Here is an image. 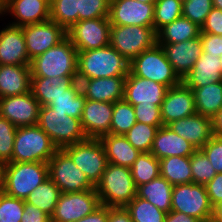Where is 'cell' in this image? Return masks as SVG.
I'll return each mask as SVG.
<instances>
[{
    "label": "cell",
    "mask_w": 222,
    "mask_h": 222,
    "mask_svg": "<svg viewBox=\"0 0 222 222\" xmlns=\"http://www.w3.org/2000/svg\"><path fill=\"white\" fill-rule=\"evenodd\" d=\"M219 58H220L221 72H222V54L219 56Z\"/></svg>",
    "instance_id": "61"
},
{
    "label": "cell",
    "mask_w": 222,
    "mask_h": 222,
    "mask_svg": "<svg viewBox=\"0 0 222 222\" xmlns=\"http://www.w3.org/2000/svg\"><path fill=\"white\" fill-rule=\"evenodd\" d=\"M136 123V115L133 105L125 100L113 103V115L110 134L125 135Z\"/></svg>",
    "instance_id": "38"
},
{
    "label": "cell",
    "mask_w": 222,
    "mask_h": 222,
    "mask_svg": "<svg viewBox=\"0 0 222 222\" xmlns=\"http://www.w3.org/2000/svg\"><path fill=\"white\" fill-rule=\"evenodd\" d=\"M201 150L206 154L216 173H222V138L213 136Z\"/></svg>",
    "instance_id": "48"
},
{
    "label": "cell",
    "mask_w": 222,
    "mask_h": 222,
    "mask_svg": "<svg viewBox=\"0 0 222 222\" xmlns=\"http://www.w3.org/2000/svg\"><path fill=\"white\" fill-rule=\"evenodd\" d=\"M78 51L66 37L31 60V77H77Z\"/></svg>",
    "instance_id": "3"
},
{
    "label": "cell",
    "mask_w": 222,
    "mask_h": 222,
    "mask_svg": "<svg viewBox=\"0 0 222 222\" xmlns=\"http://www.w3.org/2000/svg\"><path fill=\"white\" fill-rule=\"evenodd\" d=\"M158 126L136 122L124 135L139 152H150Z\"/></svg>",
    "instance_id": "41"
},
{
    "label": "cell",
    "mask_w": 222,
    "mask_h": 222,
    "mask_svg": "<svg viewBox=\"0 0 222 222\" xmlns=\"http://www.w3.org/2000/svg\"><path fill=\"white\" fill-rule=\"evenodd\" d=\"M51 217L36 206L24 201V211L20 222H50Z\"/></svg>",
    "instance_id": "52"
},
{
    "label": "cell",
    "mask_w": 222,
    "mask_h": 222,
    "mask_svg": "<svg viewBox=\"0 0 222 222\" xmlns=\"http://www.w3.org/2000/svg\"><path fill=\"white\" fill-rule=\"evenodd\" d=\"M165 222H202L201 220L177 211H170L165 216Z\"/></svg>",
    "instance_id": "55"
},
{
    "label": "cell",
    "mask_w": 222,
    "mask_h": 222,
    "mask_svg": "<svg viewBox=\"0 0 222 222\" xmlns=\"http://www.w3.org/2000/svg\"><path fill=\"white\" fill-rule=\"evenodd\" d=\"M136 122L162 127L161 106L155 104L133 105Z\"/></svg>",
    "instance_id": "47"
},
{
    "label": "cell",
    "mask_w": 222,
    "mask_h": 222,
    "mask_svg": "<svg viewBox=\"0 0 222 222\" xmlns=\"http://www.w3.org/2000/svg\"><path fill=\"white\" fill-rule=\"evenodd\" d=\"M173 185L162 176L137 187L136 196L149 201L159 210L171 211Z\"/></svg>",
    "instance_id": "30"
},
{
    "label": "cell",
    "mask_w": 222,
    "mask_h": 222,
    "mask_svg": "<svg viewBox=\"0 0 222 222\" xmlns=\"http://www.w3.org/2000/svg\"><path fill=\"white\" fill-rule=\"evenodd\" d=\"M77 77H31L30 91L40 106H47L52 99L68 94V88Z\"/></svg>",
    "instance_id": "28"
},
{
    "label": "cell",
    "mask_w": 222,
    "mask_h": 222,
    "mask_svg": "<svg viewBox=\"0 0 222 222\" xmlns=\"http://www.w3.org/2000/svg\"><path fill=\"white\" fill-rule=\"evenodd\" d=\"M110 0H80L78 21L109 17Z\"/></svg>",
    "instance_id": "46"
},
{
    "label": "cell",
    "mask_w": 222,
    "mask_h": 222,
    "mask_svg": "<svg viewBox=\"0 0 222 222\" xmlns=\"http://www.w3.org/2000/svg\"><path fill=\"white\" fill-rule=\"evenodd\" d=\"M160 162V176L173 186L193 183L190 157L170 156L162 158Z\"/></svg>",
    "instance_id": "33"
},
{
    "label": "cell",
    "mask_w": 222,
    "mask_h": 222,
    "mask_svg": "<svg viewBox=\"0 0 222 222\" xmlns=\"http://www.w3.org/2000/svg\"><path fill=\"white\" fill-rule=\"evenodd\" d=\"M202 51L206 54L220 56L222 54V36L210 33H200Z\"/></svg>",
    "instance_id": "50"
},
{
    "label": "cell",
    "mask_w": 222,
    "mask_h": 222,
    "mask_svg": "<svg viewBox=\"0 0 222 222\" xmlns=\"http://www.w3.org/2000/svg\"><path fill=\"white\" fill-rule=\"evenodd\" d=\"M37 125L51 138L58 149L87 139L80 119L40 106Z\"/></svg>",
    "instance_id": "6"
},
{
    "label": "cell",
    "mask_w": 222,
    "mask_h": 222,
    "mask_svg": "<svg viewBox=\"0 0 222 222\" xmlns=\"http://www.w3.org/2000/svg\"><path fill=\"white\" fill-rule=\"evenodd\" d=\"M158 45L162 46L167 60L181 80L190 72L203 52L200 36L180 43Z\"/></svg>",
    "instance_id": "20"
},
{
    "label": "cell",
    "mask_w": 222,
    "mask_h": 222,
    "mask_svg": "<svg viewBox=\"0 0 222 222\" xmlns=\"http://www.w3.org/2000/svg\"><path fill=\"white\" fill-rule=\"evenodd\" d=\"M58 150L51 138L36 124L17 127L11 162H46Z\"/></svg>",
    "instance_id": "5"
},
{
    "label": "cell",
    "mask_w": 222,
    "mask_h": 222,
    "mask_svg": "<svg viewBox=\"0 0 222 222\" xmlns=\"http://www.w3.org/2000/svg\"><path fill=\"white\" fill-rule=\"evenodd\" d=\"M129 64L130 62L110 45L87 51H78L77 81L127 76Z\"/></svg>",
    "instance_id": "2"
},
{
    "label": "cell",
    "mask_w": 222,
    "mask_h": 222,
    "mask_svg": "<svg viewBox=\"0 0 222 222\" xmlns=\"http://www.w3.org/2000/svg\"><path fill=\"white\" fill-rule=\"evenodd\" d=\"M126 76L84 79L80 82L86 99L111 102L124 100Z\"/></svg>",
    "instance_id": "22"
},
{
    "label": "cell",
    "mask_w": 222,
    "mask_h": 222,
    "mask_svg": "<svg viewBox=\"0 0 222 222\" xmlns=\"http://www.w3.org/2000/svg\"><path fill=\"white\" fill-rule=\"evenodd\" d=\"M85 101L80 82L75 81L68 88V94L52 99L47 106H50L55 112L67 113L68 116L81 120Z\"/></svg>",
    "instance_id": "34"
},
{
    "label": "cell",
    "mask_w": 222,
    "mask_h": 222,
    "mask_svg": "<svg viewBox=\"0 0 222 222\" xmlns=\"http://www.w3.org/2000/svg\"><path fill=\"white\" fill-rule=\"evenodd\" d=\"M12 15L14 22L8 24L26 26L50 19L49 0H7L5 15Z\"/></svg>",
    "instance_id": "23"
},
{
    "label": "cell",
    "mask_w": 222,
    "mask_h": 222,
    "mask_svg": "<svg viewBox=\"0 0 222 222\" xmlns=\"http://www.w3.org/2000/svg\"><path fill=\"white\" fill-rule=\"evenodd\" d=\"M190 166L195 184L205 185L216 175L211 162L201 149H197L190 156Z\"/></svg>",
    "instance_id": "42"
},
{
    "label": "cell",
    "mask_w": 222,
    "mask_h": 222,
    "mask_svg": "<svg viewBox=\"0 0 222 222\" xmlns=\"http://www.w3.org/2000/svg\"><path fill=\"white\" fill-rule=\"evenodd\" d=\"M111 23L109 17L78 21L67 31L77 51L102 48L110 44Z\"/></svg>",
    "instance_id": "13"
},
{
    "label": "cell",
    "mask_w": 222,
    "mask_h": 222,
    "mask_svg": "<svg viewBox=\"0 0 222 222\" xmlns=\"http://www.w3.org/2000/svg\"><path fill=\"white\" fill-rule=\"evenodd\" d=\"M111 25L150 26L154 24V3L136 0H110Z\"/></svg>",
    "instance_id": "15"
},
{
    "label": "cell",
    "mask_w": 222,
    "mask_h": 222,
    "mask_svg": "<svg viewBox=\"0 0 222 222\" xmlns=\"http://www.w3.org/2000/svg\"><path fill=\"white\" fill-rule=\"evenodd\" d=\"M60 194V189L48 178L27 196L25 202L36 206L51 217Z\"/></svg>",
    "instance_id": "35"
},
{
    "label": "cell",
    "mask_w": 222,
    "mask_h": 222,
    "mask_svg": "<svg viewBox=\"0 0 222 222\" xmlns=\"http://www.w3.org/2000/svg\"><path fill=\"white\" fill-rule=\"evenodd\" d=\"M48 178L46 162H10L0 167V190L25 201Z\"/></svg>",
    "instance_id": "1"
},
{
    "label": "cell",
    "mask_w": 222,
    "mask_h": 222,
    "mask_svg": "<svg viewBox=\"0 0 222 222\" xmlns=\"http://www.w3.org/2000/svg\"><path fill=\"white\" fill-rule=\"evenodd\" d=\"M30 86V65H0V98L26 94Z\"/></svg>",
    "instance_id": "27"
},
{
    "label": "cell",
    "mask_w": 222,
    "mask_h": 222,
    "mask_svg": "<svg viewBox=\"0 0 222 222\" xmlns=\"http://www.w3.org/2000/svg\"><path fill=\"white\" fill-rule=\"evenodd\" d=\"M222 81L220 58L203 53L182 82L191 90Z\"/></svg>",
    "instance_id": "26"
},
{
    "label": "cell",
    "mask_w": 222,
    "mask_h": 222,
    "mask_svg": "<svg viewBox=\"0 0 222 222\" xmlns=\"http://www.w3.org/2000/svg\"><path fill=\"white\" fill-rule=\"evenodd\" d=\"M213 136L222 138V107L211 117Z\"/></svg>",
    "instance_id": "56"
},
{
    "label": "cell",
    "mask_w": 222,
    "mask_h": 222,
    "mask_svg": "<svg viewBox=\"0 0 222 222\" xmlns=\"http://www.w3.org/2000/svg\"><path fill=\"white\" fill-rule=\"evenodd\" d=\"M95 189L101 205L125 207L135 198L137 187L129 167L107 163Z\"/></svg>",
    "instance_id": "4"
},
{
    "label": "cell",
    "mask_w": 222,
    "mask_h": 222,
    "mask_svg": "<svg viewBox=\"0 0 222 222\" xmlns=\"http://www.w3.org/2000/svg\"><path fill=\"white\" fill-rule=\"evenodd\" d=\"M17 127L0 115V167L10 163Z\"/></svg>",
    "instance_id": "43"
},
{
    "label": "cell",
    "mask_w": 222,
    "mask_h": 222,
    "mask_svg": "<svg viewBox=\"0 0 222 222\" xmlns=\"http://www.w3.org/2000/svg\"><path fill=\"white\" fill-rule=\"evenodd\" d=\"M113 103L86 99L81 117V127L87 138L99 139L110 133Z\"/></svg>",
    "instance_id": "19"
},
{
    "label": "cell",
    "mask_w": 222,
    "mask_h": 222,
    "mask_svg": "<svg viewBox=\"0 0 222 222\" xmlns=\"http://www.w3.org/2000/svg\"><path fill=\"white\" fill-rule=\"evenodd\" d=\"M213 7L222 10V0H212Z\"/></svg>",
    "instance_id": "59"
},
{
    "label": "cell",
    "mask_w": 222,
    "mask_h": 222,
    "mask_svg": "<svg viewBox=\"0 0 222 222\" xmlns=\"http://www.w3.org/2000/svg\"><path fill=\"white\" fill-rule=\"evenodd\" d=\"M167 126L197 149H201L213 137L211 118L197 113Z\"/></svg>",
    "instance_id": "24"
},
{
    "label": "cell",
    "mask_w": 222,
    "mask_h": 222,
    "mask_svg": "<svg viewBox=\"0 0 222 222\" xmlns=\"http://www.w3.org/2000/svg\"><path fill=\"white\" fill-rule=\"evenodd\" d=\"M107 222H133L125 207H108Z\"/></svg>",
    "instance_id": "53"
},
{
    "label": "cell",
    "mask_w": 222,
    "mask_h": 222,
    "mask_svg": "<svg viewBox=\"0 0 222 222\" xmlns=\"http://www.w3.org/2000/svg\"><path fill=\"white\" fill-rule=\"evenodd\" d=\"M24 200L7 195L0 190V222H20Z\"/></svg>",
    "instance_id": "44"
},
{
    "label": "cell",
    "mask_w": 222,
    "mask_h": 222,
    "mask_svg": "<svg viewBox=\"0 0 222 222\" xmlns=\"http://www.w3.org/2000/svg\"><path fill=\"white\" fill-rule=\"evenodd\" d=\"M7 7V0H0V14L4 15Z\"/></svg>",
    "instance_id": "58"
},
{
    "label": "cell",
    "mask_w": 222,
    "mask_h": 222,
    "mask_svg": "<svg viewBox=\"0 0 222 222\" xmlns=\"http://www.w3.org/2000/svg\"><path fill=\"white\" fill-rule=\"evenodd\" d=\"M108 206L101 205L94 212L77 220L76 222H107Z\"/></svg>",
    "instance_id": "54"
},
{
    "label": "cell",
    "mask_w": 222,
    "mask_h": 222,
    "mask_svg": "<svg viewBox=\"0 0 222 222\" xmlns=\"http://www.w3.org/2000/svg\"><path fill=\"white\" fill-rule=\"evenodd\" d=\"M200 27L186 17H179L172 23L162 27L157 34V44H173L197 38Z\"/></svg>",
    "instance_id": "31"
},
{
    "label": "cell",
    "mask_w": 222,
    "mask_h": 222,
    "mask_svg": "<svg viewBox=\"0 0 222 222\" xmlns=\"http://www.w3.org/2000/svg\"><path fill=\"white\" fill-rule=\"evenodd\" d=\"M22 27L7 24L0 30V65H30Z\"/></svg>",
    "instance_id": "21"
},
{
    "label": "cell",
    "mask_w": 222,
    "mask_h": 222,
    "mask_svg": "<svg viewBox=\"0 0 222 222\" xmlns=\"http://www.w3.org/2000/svg\"><path fill=\"white\" fill-rule=\"evenodd\" d=\"M168 89L161 83L135 76L129 71L125 81L124 100L131 105L142 103L161 106Z\"/></svg>",
    "instance_id": "18"
},
{
    "label": "cell",
    "mask_w": 222,
    "mask_h": 222,
    "mask_svg": "<svg viewBox=\"0 0 222 222\" xmlns=\"http://www.w3.org/2000/svg\"><path fill=\"white\" fill-rule=\"evenodd\" d=\"M200 31V33L222 36V10L213 7L207 15Z\"/></svg>",
    "instance_id": "49"
},
{
    "label": "cell",
    "mask_w": 222,
    "mask_h": 222,
    "mask_svg": "<svg viewBox=\"0 0 222 222\" xmlns=\"http://www.w3.org/2000/svg\"><path fill=\"white\" fill-rule=\"evenodd\" d=\"M212 8V0H186L182 4V16L201 28Z\"/></svg>",
    "instance_id": "45"
},
{
    "label": "cell",
    "mask_w": 222,
    "mask_h": 222,
    "mask_svg": "<svg viewBox=\"0 0 222 222\" xmlns=\"http://www.w3.org/2000/svg\"><path fill=\"white\" fill-rule=\"evenodd\" d=\"M100 206L101 201L95 188L80 192L61 193L51 215V221L76 222Z\"/></svg>",
    "instance_id": "12"
},
{
    "label": "cell",
    "mask_w": 222,
    "mask_h": 222,
    "mask_svg": "<svg viewBox=\"0 0 222 222\" xmlns=\"http://www.w3.org/2000/svg\"><path fill=\"white\" fill-rule=\"evenodd\" d=\"M40 104L29 91L23 95L0 98V115L16 127L36 125Z\"/></svg>",
    "instance_id": "16"
},
{
    "label": "cell",
    "mask_w": 222,
    "mask_h": 222,
    "mask_svg": "<svg viewBox=\"0 0 222 222\" xmlns=\"http://www.w3.org/2000/svg\"><path fill=\"white\" fill-rule=\"evenodd\" d=\"M197 114L213 117L222 107V81L192 90Z\"/></svg>",
    "instance_id": "32"
},
{
    "label": "cell",
    "mask_w": 222,
    "mask_h": 222,
    "mask_svg": "<svg viewBox=\"0 0 222 222\" xmlns=\"http://www.w3.org/2000/svg\"><path fill=\"white\" fill-rule=\"evenodd\" d=\"M196 150L193 144L163 125L156 132L150 152L160 160L170 156L190 157Z\"/></svg>",
    "instance_id": "25"
},
{
    "label": "cell",
    "mask_w": 222,
    "mask_h": 222,
    "mask_svg": "<svg viewBox=\"0 0 222 222\" xmlns=\"http://www.w3.org/2000/svg\"><path fill=\"white\" fill-rule=\"evenodd\" d=\"M22 32L30 61L67 37V31L51 19L23 26Z\"/></svg>",
    "instance_id": "14"
},
{
    "label": "cell",
    "mask_w": 222,
    "mask_h": 222,
    "mask_svg": "<svg viewBox=\"0 0 222 222\" xmlns=\"http://www.w3.org/2000/svg\"><path fill=\"white\" fill-rule=\"evenodd\" d=\"M213 222H222V202L214 207Z\"/></svg>",
    "instance_id": "57"
},
{
    "label": "cell",
    "mask_w": 222,
    "mask_h": 222,
    "mask_svg": "<svg viewBox=\"0 0 222 222\" xmlns=\"http://www.w3.org/2000/svg\"><path fill=\"white\" fill-rule=\"evenodd\" d=\"M142 3H155L156 0H136Z\"/></svg>",
    "instance_id": "60"
},
{
    "label": "cell",
    "mask_w": 222,
    "mask_h": 222,
    "mask_svg": "<svg viewBox=\"0 0 222 222\" xmlns=\"http://www.w3.org/2000/svg\"><path fill=\"white\" fill-rule=\"evenodd\" d=\"M103 144L107 162L113 165L131 167L141 153L135 149L124 135L105 134L99 138Z\"/></svg>",
    "instance_id": "29"
},
{
    "label": "cell",
    "mask_w": 222,
    "mask_h": 222,
    "mask_svg": "<svg viewBox=\"0 0 222 222\" xmlns=\"http://www.w3.org/2000/svg\"><path fill=\"white\" fill-rule=\"evenodd\" d=\"M182 2L179 0H156L154 3V30L157 33L162 27L182 16Z\"/></svg>",
    "instance_id": "40"
},
{
    "label": "cell",
    "mask_w": 222,
    "mask_h": 222,
    "mask_svg": "<svg viewBox=\"0 0 222 222\" xmlns=\"http://www.w3.org/2000/svg\"><path fill=\"white\" fill-rule=\"evenodd\" d=\"M80 0H51L50 19L66 31L78 22Z\"/></svg>",
    "instance_id": "37"
},
{
    "label": "cell",
    "mask_w": 222,
    "mask_h": 222,
    "mask_svg": "<svg viewBox=\"0 0 222 222\" xmlns=\"http://www.w3.org/2000/svg\"><path fill=\"white\" fill-rule=\"evenodd\" d=\"M62 149L71 157L73 163L85 173L89 182L96 187L108 163L101 141L87 138Z\"/></svg>",
    "instance_id": "9"
},
{
    "label": "cell",
    "mask_w": 222,
    "mask_h": 222,
    "mask_svg": "<svg viewBox=\"0 0 222 222\" xmlns=\"http://www.w3.org/2000/svg\"><path fill=\"white\" fill-rule=\"evenodd\" d=\"M205 187L213 207L222 202V173H216Z\"/></svg>",
    "instance_id": "51"
},
{
    "label": "cell",
    "mask_w": 222,
    "mask_h": 222,
    "mask_svg": "<svg viewBox=\"0 0 222 222\" xmlns=\"http://www.w3.org/2000/svg\"><path fill=\"white\" fill-rule=\"evenodd\" d=\"M130 170L135 186L138 187L160 176V162L151 152H141Z\"/></svg>",
    "instance_id": "36"
},
{
    "label": "cell",
    "mask_w": 222,
    "mask_h": 222,
    "mask_svg": "<svg viewBox=\"0 0 222 222\" xmlns=\"http://www.w3.org/2000/svg\"><path fill=\"white\" fill-rule=\"evenodd\" d=\"M194 94L183 82L170 87L161 104L163 125L196 114Z\"/></svg>",
    "instance_id": "17"
},
{
    "label": "cell",
    "mask_w": 222,
    "mask_h": 222,
    "mask_svg": "<svg viewBox=\"0 0 222 222\" xmlns=\"http://www.w3.org/2000/svg\"><path fill=\"white\" fill-rule=\"evenodd\" d=\"M156 43L157 34L154 27L111 25L109 45L129 62Z\"/></svg>",
    "instance_id": "8"
},
{
    "label": "cell",
    "mask_w": 222,
    "mask_h": 222,
    "mask_svg": "<svg viewBox=\"0 0 222 222\" xmlns=\"http://www.w3.org/2000/svg\"><path fill=\"white\" fill-rule=\"evenodd\" d=\"M49 178L60 189L61 193H72L94 189L84 172L72 161L63 150L58 149L48 161Z\"/></svg>",
    "instance_id": "11"
},
{
    "label": "cell",
    "mask_w": 222,
    "mask_h": 222,
    "mask_svg": "<svg viewBox=\"0 0 222 222\" xmlns=\"http://www.w3.org/2000/svg\"><path fill=\"white\" fill-rule=\"evenodd\" d=\"M171 211L193 216L202 222H210L214 207L205 185L189 183L173 186Z\"/></svg>",
    "instance_id": "10"
},
{
    "label": "cell",
    "mask_w": 222,
    "mask_h": 222,
    "mask_svg": "<svg viewBox=\"0 0 222 222\" xmlns=\"http://www.w3.org/2000/svg\"><path fill=\"white\" fill-rule=\"evenodd\" d=\"M125 208L130 213L133 222H165L167 214L149 201L137 196Z\"/></svg>",
    "instance_id": "39"
},
{
    "label": "cell",
    "mask_w": 222,
    "mask_h": 222,
    "mask_svg": "<svg viewBox=\"0 0 222 222\" xmlns=\"http://www.w3.org/2000/svg\"><path fill=\"white\" fill-rule=\"evenodd\" d=\"M129 71L135 75L170 88L182 82L167 60L164 50L157 43L136 56L129 64Z\"/></svg>",
    "instance_id": "7"
}]
</instances>
